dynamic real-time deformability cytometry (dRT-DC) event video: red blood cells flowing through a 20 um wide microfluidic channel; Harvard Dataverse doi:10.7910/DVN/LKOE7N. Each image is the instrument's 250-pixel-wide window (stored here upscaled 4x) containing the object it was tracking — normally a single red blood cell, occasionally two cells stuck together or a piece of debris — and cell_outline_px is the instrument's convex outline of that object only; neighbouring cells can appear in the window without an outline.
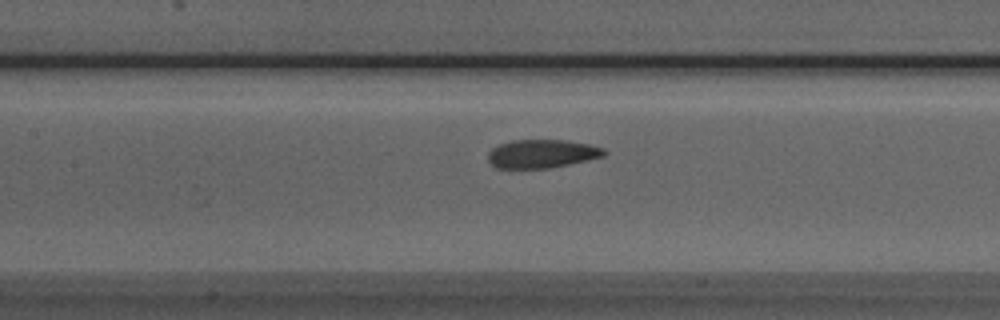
{"species": "Egyptian fruit bat (a non-hibernating species)", "species_latin": "Rousettus aegyptiacus", "temperature_condition": "room temperature", "stored_images_in_passage": 43, "camera_frame_rate_fps": 3000, "um_per_image_px": 0.085, "animal": {"sex": "male"}, "frame": {"image": 1, "passage_image": 15, "time_ms": 4.667, "image_size_px": [1000, 320], "cell_outline_px": [[608, 152], [604, 156], [588, 160], [548, 168], [496, 168], [488, 160], [488, 152], [492, 148], [500, 144], [512, 140], [564, 140], [588, 144], [604, 148]], "centroid_in_image_um": [46.06, 13.06], "position_along_channel_um": 161.3, "area_um2": 19.19}}
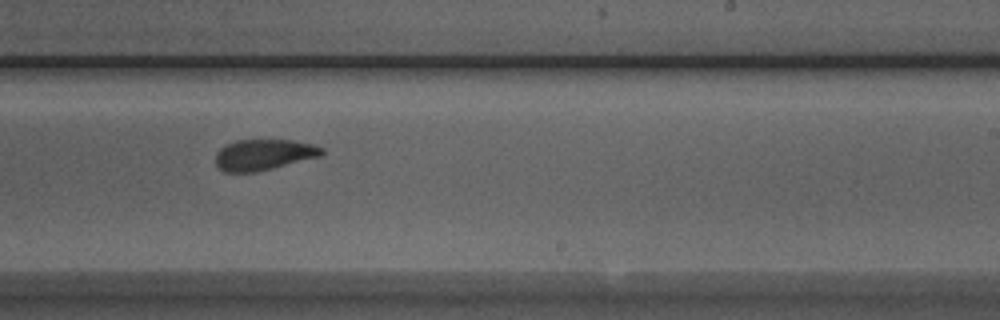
{"frame": {"image": 2, "passage_image": 23, "time_ms": 7.333, "image_size_px": [1000, 320], "cell_outline_px": [[324, 152], [320, 156], [256, 172], [224, 172], [216, 164], [216, 152], [224, 144], [236, 140], [292, 140], [312, 144], [324, 148]], "centroid_in_image_um": [22.39, 13.14], "position_along_channel_um": 266.6, "area_um2": 19.07}}
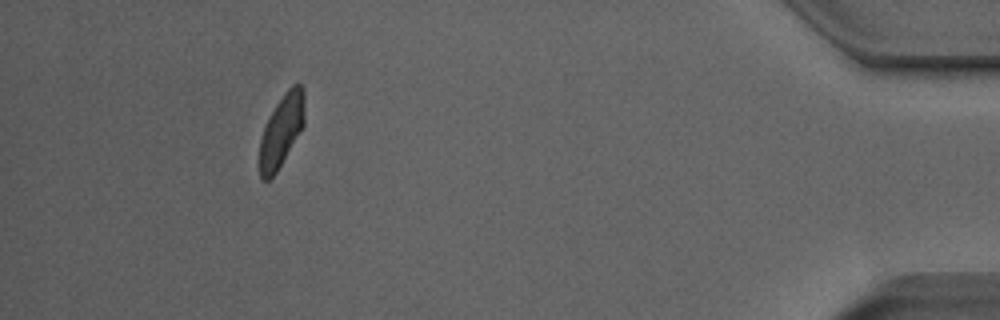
{"frame": {"image": 3, "passage_image": 39, "time_ms": 12.667, "image_size_px": [1000, 320], "cell_outline_px": [[304, 124], [276, 172], [268, 180], [264, 180], [260, 176], [260, 136], [276, 104], [284, 92], [292, 84], [300, 84], [304, 88]], "centroid_in_image_um": [23.93, 11.06], "position_along_channel_um": 411.3, "area_um2": 18.5}, "authors_computed_cell_mechanics": {"area_um2": 19.8832, "velocity_mm_per_s": 3.9628, "shape_relaxation_time_tau1_ms": 6.3124, "shape_relaxation_time_tau2_ms": 1.7173, "deformation_change_tau1": 0.1546, "deformation_change_tau2": 0.0768}}